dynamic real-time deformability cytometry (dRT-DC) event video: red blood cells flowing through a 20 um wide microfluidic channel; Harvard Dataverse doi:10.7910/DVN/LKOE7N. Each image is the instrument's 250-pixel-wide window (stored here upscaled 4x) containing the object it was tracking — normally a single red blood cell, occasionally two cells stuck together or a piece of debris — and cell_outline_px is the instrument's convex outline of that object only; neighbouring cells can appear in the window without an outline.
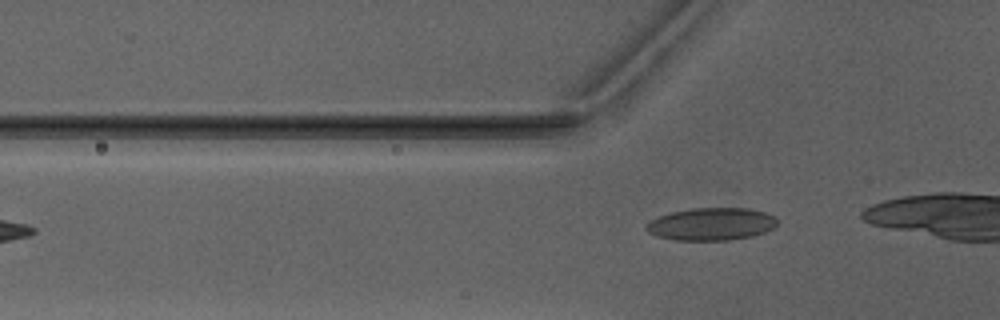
{"species": "Egyptian fruit bat (a non-hibernating species)", "species_latin": "Rousettus aegyptiacus", "temperature_condition": "warm", "stored_images_in_passage": 4, "camera_frame_rate_fps": 3000, "um_per_image_px": 0.085, "animal": {"sex": "male"}, "frame": {"image": 1, "passage_image": 4, "time_ms": 4.0, "image_size_px": [1000, 320], "cell_outline_px": [[776, 224], [772, 228], [764, 232], [752, 236], [728, 240], [676, 240], [656, 236], [648, 232], [644, 228], [652, 220], [668, 212], [692, 208], [748, 208], [764, 212], [776, 216]], "centroid_in_image_um": [60.45, 19.04], "position_along_channel_um": 65.3, "area_um2": 24.8}}